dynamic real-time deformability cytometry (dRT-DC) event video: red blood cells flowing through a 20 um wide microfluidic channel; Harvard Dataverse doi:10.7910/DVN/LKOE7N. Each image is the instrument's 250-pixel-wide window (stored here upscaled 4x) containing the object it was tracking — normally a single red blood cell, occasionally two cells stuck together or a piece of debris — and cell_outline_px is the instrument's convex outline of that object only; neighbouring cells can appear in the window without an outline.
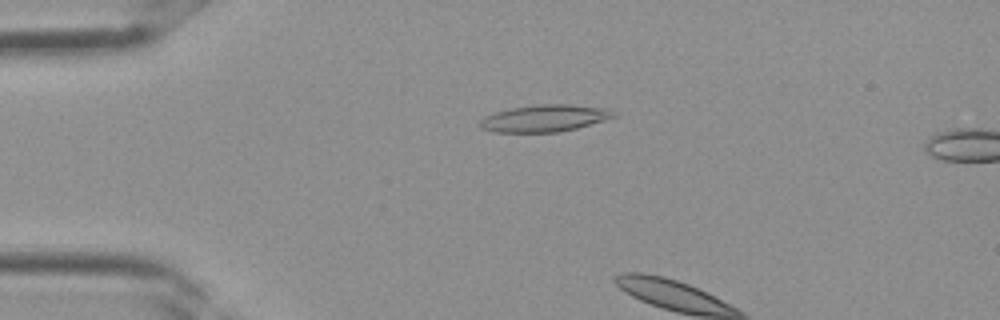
{"species": "Egyptian fruit bat (a non-hibernating species)", "species_latin": "Rousettus aegyptiacus", "temperature_condition": "room temperature", "stored_images_in_passage": 3, "camera_frame_rate_fps": 3000, "um_per_image_px": 0.085, "frame": {"image": 1, "passage_image": 1, "time_ms": 0.0, "image_size_px": [1000, 320], "cell_outline_px": [[616, 116], [604, 120], [576, 128], [560, 132], [492, 132], [480, 128], [480, 120], [484, 116], [496, 112], [512, 108], [536, 104], [568, 104], [608, 108], [616, 112]], "centroid_in_image_um": [46.29, 10.05], "position_along_channel_um": 38.7, "area_um2": 21.04}}